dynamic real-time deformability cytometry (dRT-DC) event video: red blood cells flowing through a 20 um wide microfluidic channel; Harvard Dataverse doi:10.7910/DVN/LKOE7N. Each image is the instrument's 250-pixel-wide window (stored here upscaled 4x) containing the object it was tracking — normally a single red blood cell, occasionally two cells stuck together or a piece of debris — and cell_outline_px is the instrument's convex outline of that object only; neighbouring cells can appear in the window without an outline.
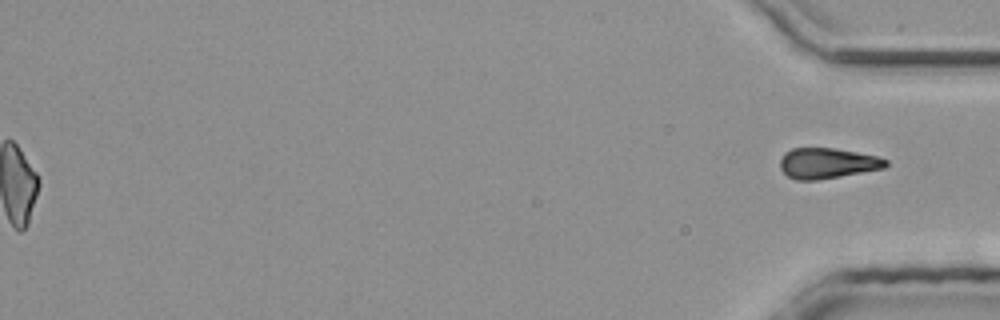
{"species": "common noctule bat (a hibernating species)", "species_latin": "Nyctalus noctula", "temperature_condition": "room temperature", "stored_images_in_passage": 40, "segment_of_instrument_passage": [2, 2], "camera_frame_rate_fps": 3000, "um_per_image_px": 0.085, "animal": {"sex": "male", "body_mass_g": 20.4}, "frame": {"image": 1, "passage_image": 40, "time_ms": 13.0, "image_size_px": [1000, 320], "cell_outline_px": [[888, 164], [884, 168], [840, 176], [816, 180], [796, 180], [788, 176], [780, 168], [780, 160], [784, 152], [792, 148], [832, 148], [856, 152], [876, 156], [888, 160]], "centroid_in_image_um": [70.3, 13.87], "position_along_channel_um": 364.9, "area_um2": 18.67}}